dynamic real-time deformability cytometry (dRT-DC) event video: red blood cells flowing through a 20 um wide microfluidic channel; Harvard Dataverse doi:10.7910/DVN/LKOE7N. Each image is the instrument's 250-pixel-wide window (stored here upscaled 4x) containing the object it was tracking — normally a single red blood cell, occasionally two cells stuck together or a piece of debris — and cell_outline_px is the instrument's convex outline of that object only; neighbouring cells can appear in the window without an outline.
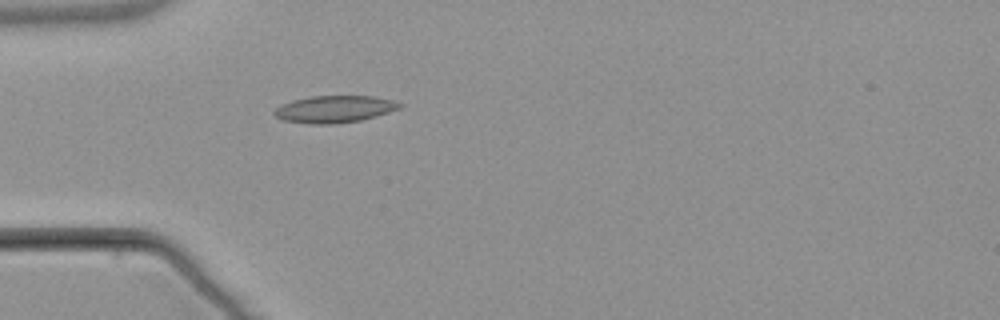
{"species": "common noctule bat (a hibernating species)", "species_latin": "Nyctalus noctula", "temperature_condition": "warm", "stored_images_in_passage": 1, "camera_frame_rate_fps": 3000, "um_per_image_px": 0.085, "animal": {"sex": "male", "body_mass_g": 21.5, "forearm_length_mm": 52.0}, "frame": {"image": 1, "passage_image": 1, "time_ms": 0.0, "image_size_px": [1000, 320], "cell_outline_px": [[404, 104], [400, 108], [388, 112], [360, 120], [332, 124], [312, 124], [284, 120], [276, 116], [272, 112], [280, 104], [292, 100], [312, 96], [372, 96], [392, 100]], "centroid_in_image_um": [28.4, 9.27], "position_along_channel_um": 56.6, "area_um2": 19.59}}